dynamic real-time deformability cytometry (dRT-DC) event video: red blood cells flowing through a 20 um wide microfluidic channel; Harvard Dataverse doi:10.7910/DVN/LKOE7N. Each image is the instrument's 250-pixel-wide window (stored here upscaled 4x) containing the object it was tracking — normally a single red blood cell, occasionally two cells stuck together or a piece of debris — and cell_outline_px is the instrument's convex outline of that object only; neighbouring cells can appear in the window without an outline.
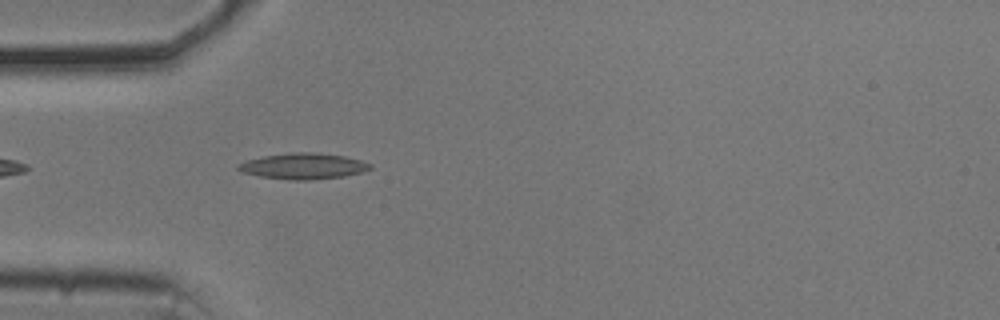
{"species": "common noctule bat (a hibernating species)", "species_latin": "Nyctalus noctula", "temperature_condition": "cold", "stored_images_in_passage": 41, "camera_frame_rate_fps": 3000, "um_per_image_px": 0.085, "animal": {"sex": "male", "body_mass_g": 20.5, "forearm_length_mm": 52.5}, "frame": {"image": 1, "passage_image": 3, "time_ms": 0.667, "image_size_px": [1000, 320], "cell_outline_px": [[372, 168], [360, 172], [344, 176], [308, 180], [288, 180], [260, 176], [240, 172], [236, 168], [236, 164], [248, 160], [264, 156], [292, 152], [316, 152], [344, 156], [360, 160], [372, 164]], "centroid_in_image_um": [25.75, 14.12], "position_along_channel_um": 59.3, "area_um2": 19.94}}
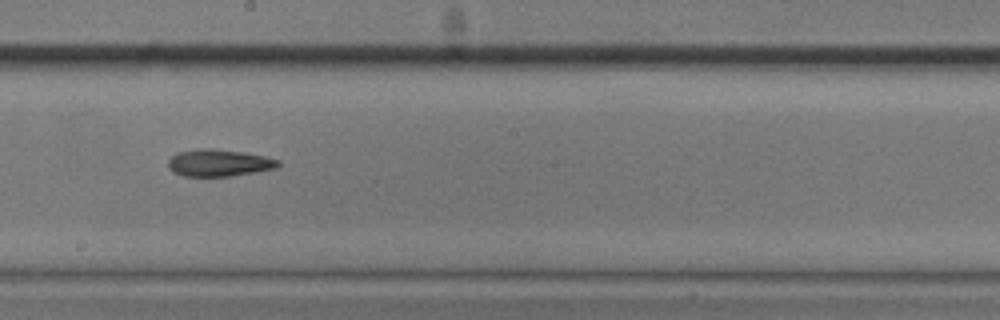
{"frame": {"image": 2, "passage_image": 17, "time_ms": 5.333, "image_size_px": [1000, 320], "cell_outline_px": [[280, 164], [276, 168], [256, 172], [232, 176], [184, 176], [172, 172], [168, 168], [168, 160], [176, 152], [200, 148], [212, 148], [240, 152], [264, 156], [280, 160]], "centroid_in_image_um": [18.58, 13.84], "position_along_channel_um": 229.6, "area_um2": 17.4}}
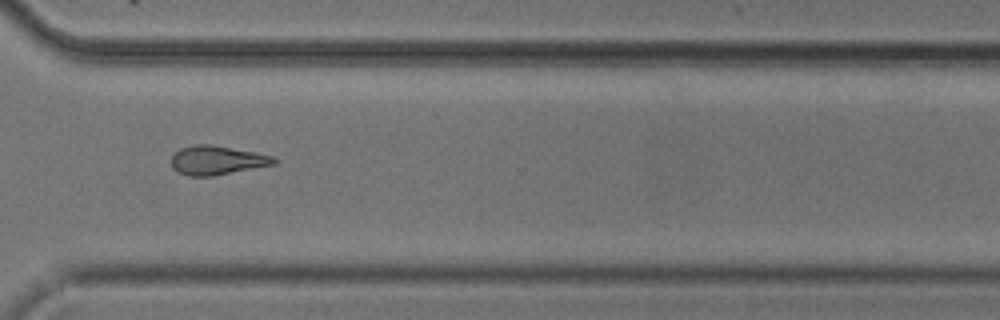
{"frame": {"image": 3, "passage_image": 27, "time_ms": 8.667, "image_size_px": [1000, 320], "cell_outline_px": [[276, 164], [212, 176], [188, 176], [176, 172], [172, 168], [172, 156], [180, 148], [192, 144], [212, 144], [256, 152], [272, 156], [276, 160]], "centroid_in_image_um": [18.41, 13.62], "position_along_channel_um": 352.2, "area_um2": 17.46}}